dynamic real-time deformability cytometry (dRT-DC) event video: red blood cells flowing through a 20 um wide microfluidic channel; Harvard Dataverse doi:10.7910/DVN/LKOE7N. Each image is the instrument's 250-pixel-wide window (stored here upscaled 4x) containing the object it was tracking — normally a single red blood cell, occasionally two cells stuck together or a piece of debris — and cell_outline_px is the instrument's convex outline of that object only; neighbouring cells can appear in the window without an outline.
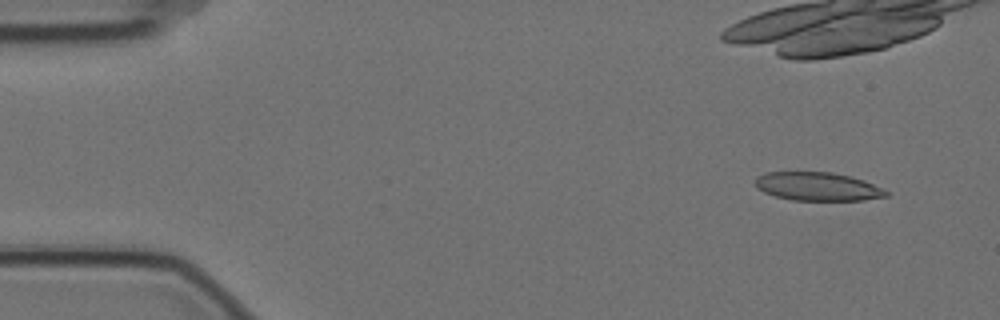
{"species": "Egyptian fruit bat (a non-hibernating species)", "species_latin": "Rousettus aegyptiacus", "temperature_condition": "cold", "stored_images_in_passage": 5, "camera_frame_rate_fps": 3000, "um_per_image_px": 0.085, "animal": {"sex": "female"}, "frame": {"image": 1, "passage_image": 2, "time_ms": 0.333, "image_size_px": [1000, 320], "cell_outline_px": [[888, 196], [864, 200], [792, 200], [776, 196], [764, 192], [756, 188], [756, 176], [764, 172], [832, 172], [864, 180], [888, 192]], "centroid_in_image_um": [69.46, 15.85], "position_along_channel_um": 15.5, "area_um2": 21.56}}